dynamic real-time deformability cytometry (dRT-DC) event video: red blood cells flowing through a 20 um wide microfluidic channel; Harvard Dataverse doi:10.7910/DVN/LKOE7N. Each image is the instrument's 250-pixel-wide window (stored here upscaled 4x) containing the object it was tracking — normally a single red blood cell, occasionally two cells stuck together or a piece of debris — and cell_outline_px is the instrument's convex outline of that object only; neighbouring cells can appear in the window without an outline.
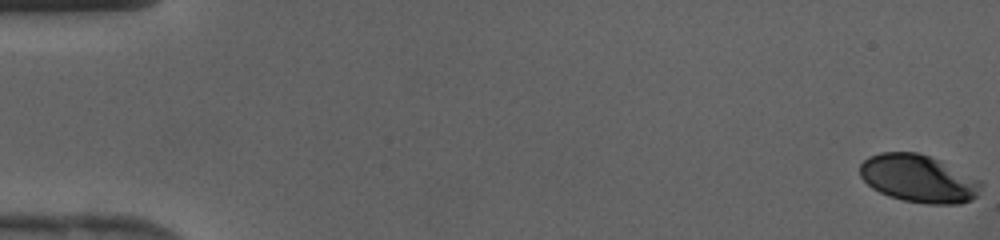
{"species": "human", "species_latin": "Homo sapiens", "temperature_condition": "cold", "stored_images_in_passage": 44, "camera_frame_rate_fps": 3000, "um_per_image_px": 0.085, "donor": {"sex": "female"}, "frame": {"image": 1, "passage_image": 1, "time_ms": 0.0, "image_size_px": [1000, 240], "cell_outline_px": [[984, 184], [976, 196], [972, 200], [960, 204], [928, 204], [904, 200], [888, 196], [872, 188], [860, 176], [860, 164], [868, 156], [880, 152], [916, 152], [940, 160], [984, 180]], "centroid_in_image_um": [78.12, 15.18], "position_along_channel_um": 6.9, "area_um2": 34.04}}
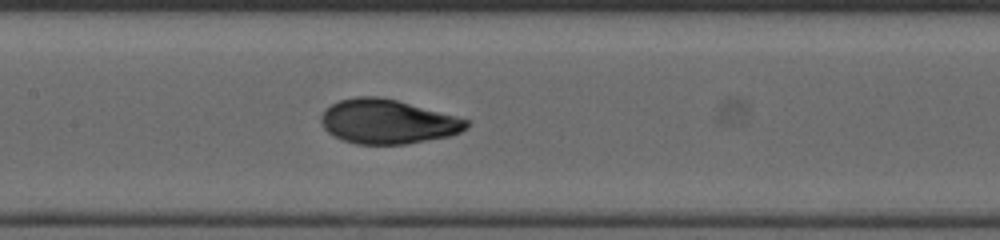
{"frame": {"image": 2, "passage_image": 22, "time_ms": 7.0, "image_size_px": [1000, 240], "cell_outline_px": [[468, 128], [460, 132], [448, 136], [404, 144], [356, 144], [344, 140], [328, 132], [324, 128], [320, 120], [320, 116], [324, 108], [340, 100], [356, 96], [380, 96], [396, 100], [456, 116], [468, 120]], "centroid_in_image_um": [32.91, 10.33], "position_along_channel_um": 174.5, "area_um2": 37.34}}
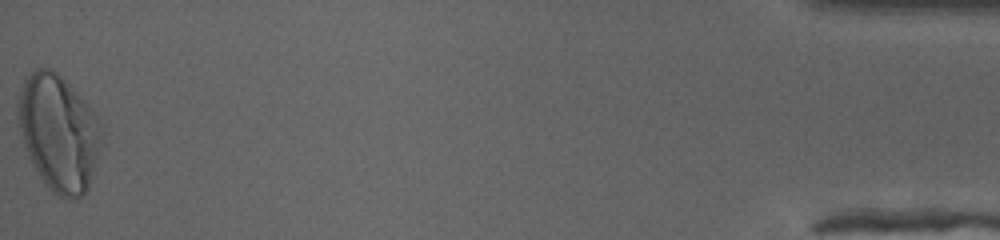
{"frame": {"image": 3, "passage_image": 44, "time_ms": 14.333, "image_size_px": [1000, 240], "cell_outline_px": [[104, 144], [88, 188], [80, 196], [72, 200], [68, 200], [60, 196], [48, 188], [32, 164], [24, 144], [16, 120], [16, 100], [24, 76], [36, 68], [52, 68], [84, 100], [96, 116], [104, 132]], "centroid_in_image_um": [4.98, 11.27], "position_along_channel_um": 430.2, "area_um2": 57.34}}